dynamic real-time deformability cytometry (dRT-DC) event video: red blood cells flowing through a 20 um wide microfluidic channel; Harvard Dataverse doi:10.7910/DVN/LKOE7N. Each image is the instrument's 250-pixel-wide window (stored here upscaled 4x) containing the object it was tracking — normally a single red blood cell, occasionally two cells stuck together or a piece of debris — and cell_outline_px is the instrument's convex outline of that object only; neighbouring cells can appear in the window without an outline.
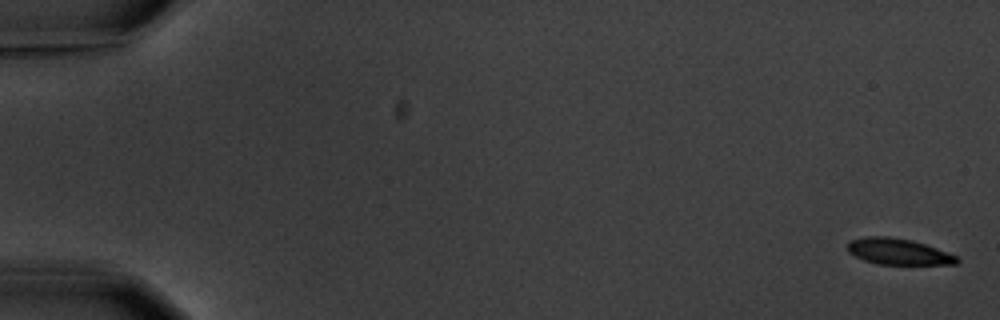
{"species": "common noctule bat (a hibernating species)", "species_latin": "Nyctalus noctula", "temperature_condition": "warm", "stored_images_in_passage": 7, "camera_frame_rate_fps": 3000, "um_per_image_px": 0.085, "animal": {"sex": "male", "body_mass_g": 20.1, "forearm_length_mm": 53.5}, "frame": {"image": 1, "passage_image": 1, "time_ms": 0.0, "image_size_px": [1000, 320], "cell_outline_px": [[960, 260], [956, 264], [876, 264], [864, 260], [848, 252], [848, 244], [852, 240], [864, 236], [888, 236], [912, 240], [936, 248], [956, 256]], "centroid_in_image_um": [76.34, 21.38], "position_along_channel_um": 8.7, "area_um2": 16.47}}
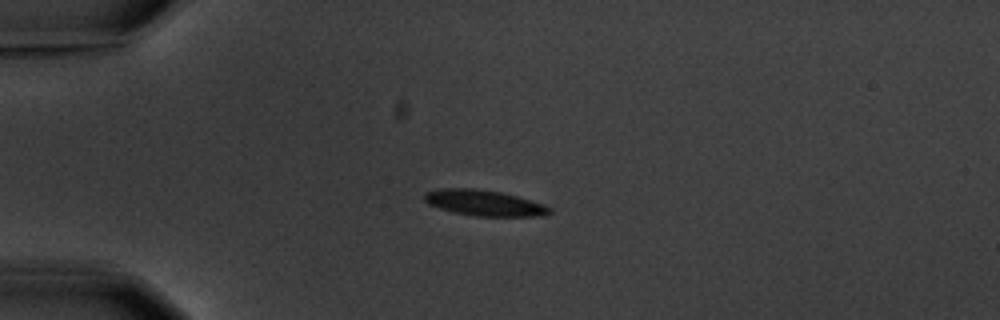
{"frame": {"image": 2, "passage_image": 5, "time_ms": 4.667, "image_size_px": [1000, 320], "cell_outline_px": [[552, 212], [544, 216], [476, 216], [452, 212], [428, 204], [424, 200], [424, 192], [444, 188], [472, 188], [500, 192], [516, 196], [544, 204], [552, 208]], "centroid_in_image_um": [41.16, 17.25], "position_along_channel_um": 43.8, "area_um2": 18.79}}